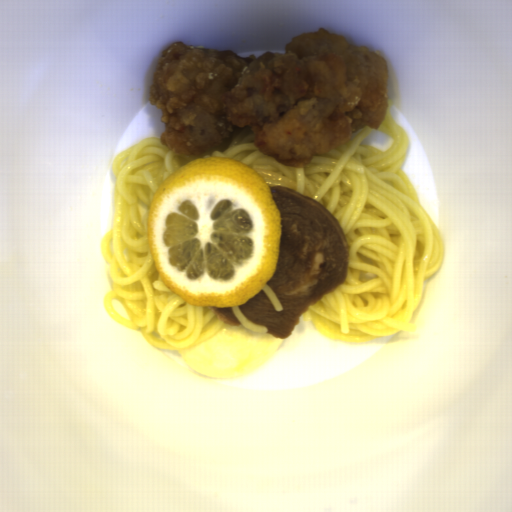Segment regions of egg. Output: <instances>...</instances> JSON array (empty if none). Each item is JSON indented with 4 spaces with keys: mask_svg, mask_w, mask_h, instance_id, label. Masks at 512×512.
<instances>
[{
    "mask_svg": "<svg viewBox=\"0 0 512 512\" xmlns=\"http://www.w3.org/2000/svg\"><path fill=\"white\" fill-rule=\"evenodd\" d=\"M283 341L268 332H251L240 323H225L205 343L177 352L198 374L234 379L256 372L277 353Z\"/></svg>",
    "mask_w": 512,
    "mask_h": 512,
    "instance_id": "d2b9013d",
    "label": "egg"
}]
</instances>
